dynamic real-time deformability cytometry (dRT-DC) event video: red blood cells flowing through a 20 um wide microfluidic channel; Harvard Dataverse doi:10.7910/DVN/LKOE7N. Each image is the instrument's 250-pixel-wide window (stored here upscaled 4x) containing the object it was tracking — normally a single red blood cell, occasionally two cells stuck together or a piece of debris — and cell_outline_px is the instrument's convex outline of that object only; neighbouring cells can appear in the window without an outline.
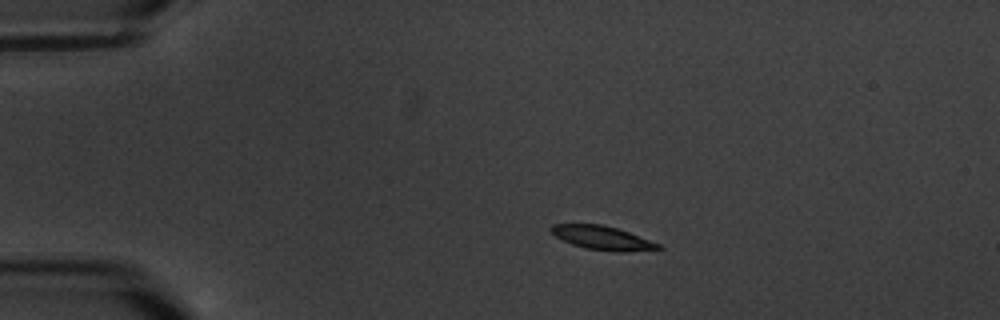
{"species": "common noctule bat (a hibernating species)", "species_latin": "Nyctalus noctula", "temperature_condition": "warm", "stored_images_in_passage": 5, "camera_frame_rate_fps": 3000, "um_per_image_px": 0.085, "animal": {"sex": "male", "body_mass_g": 20.1, "forearm_length_mm": 53.5}, "frame": {"image": 1, "passage_image": 1, "time_ms": 0.0, "image_size_px": [1000, 320], "cell_outline_px": [[664, 248], [624, 252], [616, 252], [584, 248], [572, 244], [556, 236], [548, 228], [552, 224], [600, 224], [616, 228], [628, 232], [660, 244]], "centroid_in_image_um": [51.19, 20.22], "position_along_channel_um": 33.8, "area_um2": 14.68}}
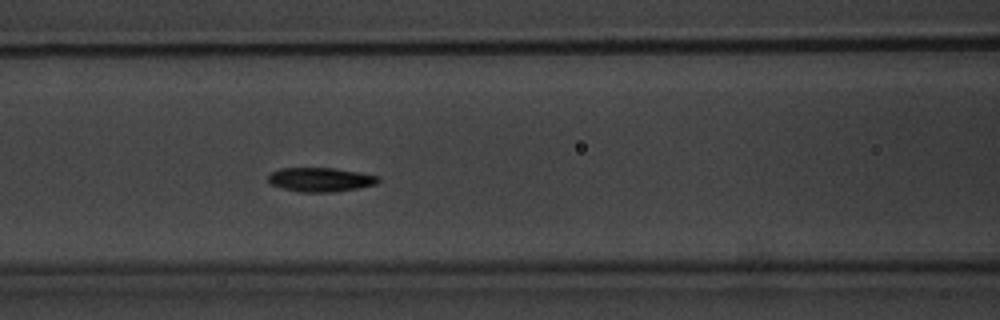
{"frame": {"image": 2, "passage_image": 5, "time_ms": 4.667, "image_size_px": [1000, 320], "cell_outline_px": [[380, 180], [376, 184], [356, 188], [332, 192], [300, 192], [280, 188], [268, 184], [268, 176], [272, 172], [280, 168], [332, 168], [360, 172], [380, 176]], "centroid_in_image_um": [27.21, 15.27], "position_along_channel_um": 139.4, "area_um2": 15.55}}